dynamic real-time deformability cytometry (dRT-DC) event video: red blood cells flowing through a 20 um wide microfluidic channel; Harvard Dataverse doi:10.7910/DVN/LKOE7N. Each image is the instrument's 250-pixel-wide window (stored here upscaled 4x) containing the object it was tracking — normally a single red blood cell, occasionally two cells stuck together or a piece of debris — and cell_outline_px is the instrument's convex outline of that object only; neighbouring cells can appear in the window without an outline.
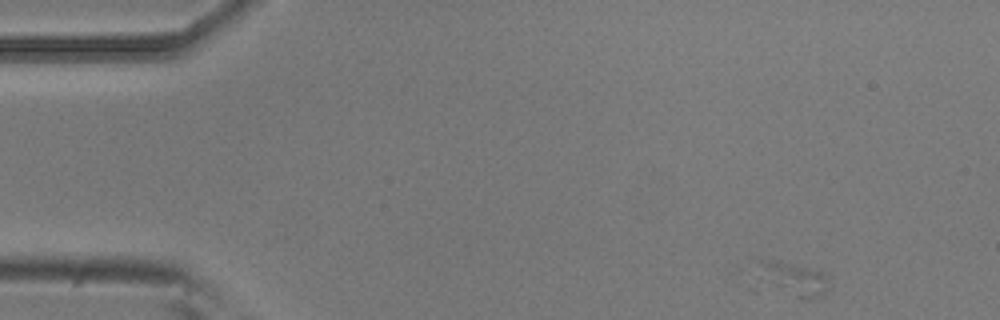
{"species": "common noctule bat (a hibernating species)", "species_latin": "Nyctalus noctula", "temperature_condition": "room temperature", "stored_images_in_passage": 53, "camera_frame_rate_fps": 3000, "um_per_image_px": 0.085, "animal": {"sex": "male", "body_mass_g": 20.5, "forearm_length_mm": 52.5}, "frame": {"image": 1, "passage_image": 1, "time_ms": 0.0, "image_size_px": [1000, 320], "cell_outline_px": [[828, 276], [824, 292], [820, 296], [796, 296], [736, 272], [736, 268], [752, 260], [780, 260], [824, 272]], "centroid_in_image_um": [66.83, 23.53], "position_along_channel_um": 18.2, "area_um2": 15.55}}
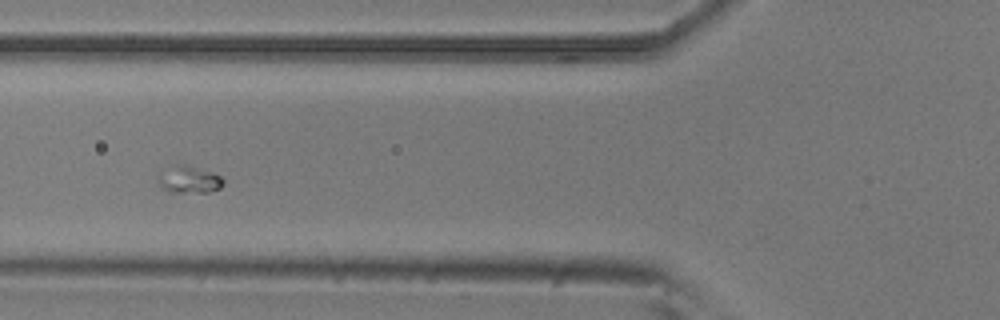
{"frame": {"image": 2, "passage_image": 17, "time_ms": 5.333, "image_size_px": [1000, 320], "cell_outline_px": [[224, 184], [220, 188], [208, 192], [168, 192], [160, 188], [156, 180], [160, 168], [176, 164], [184, 164], [212, 172], [220, 176], [224, 180]], "centroid_in_image_um": [15.97, 15.25], "position_along_channel_um": 109.8, "area_um2": 10.75}}
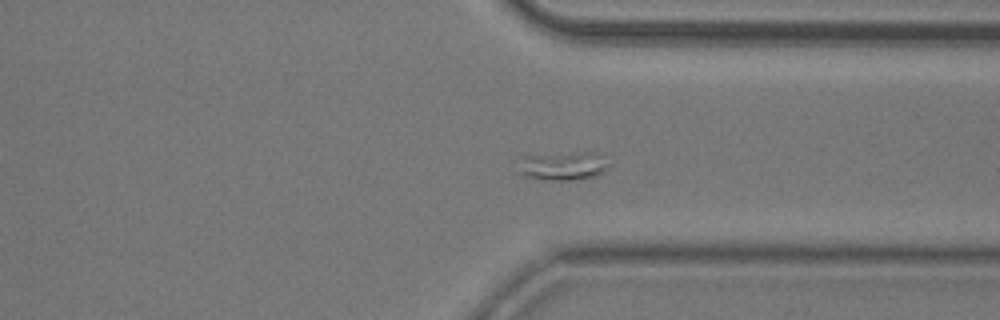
{"frame": {"image": 3, "passage_image": 39, "time_ms": 12.667, "image_size_px": [1000, 320], "cell_outline_px": [[612, 164], [596, 176], [572, 180], [540, 180], [520, 176], [520, 156], [584, 152], [600, 152]], "centroid_in_image_um": [47.88, 14.11], "position_along_channel_um": 363.5, "area_um2": 15.37}}